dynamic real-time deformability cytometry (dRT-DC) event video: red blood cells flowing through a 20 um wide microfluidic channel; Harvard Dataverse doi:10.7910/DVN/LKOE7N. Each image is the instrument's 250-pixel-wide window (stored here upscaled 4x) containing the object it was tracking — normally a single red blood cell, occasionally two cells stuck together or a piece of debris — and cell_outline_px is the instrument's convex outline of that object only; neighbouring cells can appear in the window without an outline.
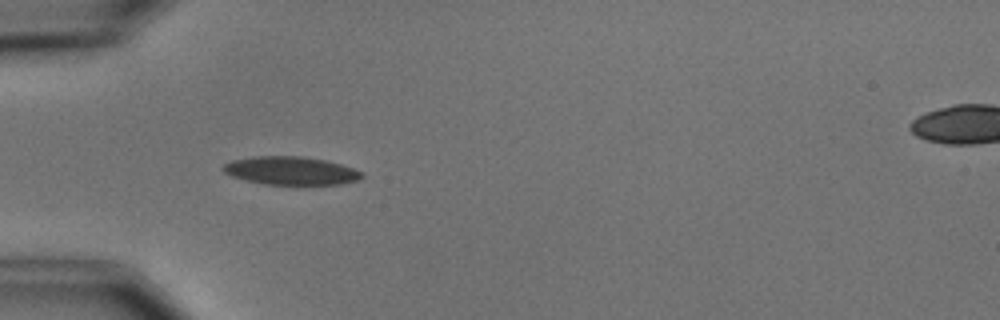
{"species": "common noctule bat (a hibernating species)", "species_latin": "Nyctalus noctula", "temperature_condition": "cold", "stored_images_in_passage": 4, "camera_frame_rate_fps": 3000, "um_per_image_px": 0.085, "animal": {"sex": "male", "body_mass_g": 15.6}, "frame": {"image": 1, "passage_image": 1, "time_ms": 0.0, "image_size_px": [1000, 320], "cell_outline_px": [[364, 176], [356, 180], [340, 184], [264, 184], [232, 176], [224, 172], [220, 168], [224, 164], [232, 160], [256, 156], [300, 156], [324, 160], [340, 164], [364, 172]], "centroid_in_image_um": [24.71, 14.5], "position_along_channel_um": 60.3, "area_um2": 22.54}}
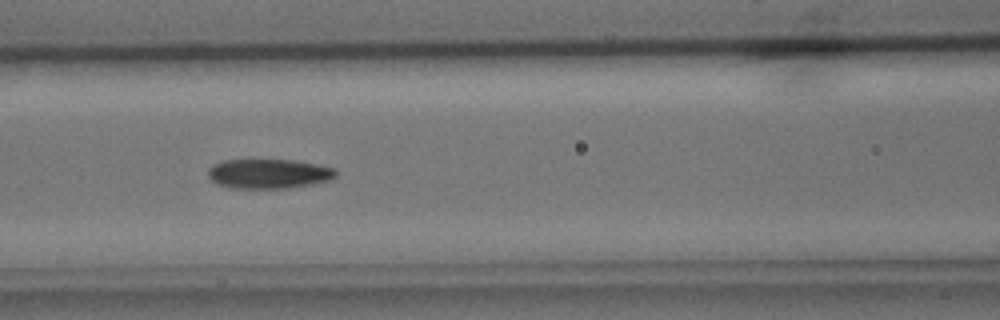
{"frame": {"image": 2, "passage_image": 3, "time_ms": 2.333, "image_size_px": [1000, 320], "cell_outline_px": [[336, 176], [332, 180], [312, 184], [288, 188], [232, 188], [220, 184], [212, 180], [208, 176], [208, 168], [212, 164], [224, 160], [292, 160], [316, 164], [336, 168]], "centroid_in_image_um": [22.86, 14.76], "position_along_channel_um": 143.7, "area_um2": 22.02}}
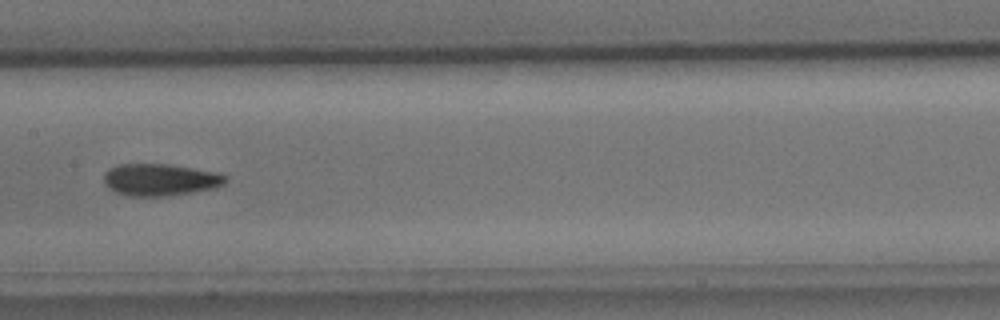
{"frame": {"image": 3, "passage_image": 4, "time_ms": 3.667, "image_size_px": [1000, 320], "cell_outline_px": [[228, 180], [224, 184], [212, 188], [192, 192], [164, 196], [128, 196], [116, 192], [108, 188], [104, 184], [104, 172], [108, 168], [120, 164], [168, 164], [220, 172], [228, 176]], "centroid_in_image_um": [13.61, 15.27], "position_along_channel_um": 193.8, "area_um2": 22.89}}